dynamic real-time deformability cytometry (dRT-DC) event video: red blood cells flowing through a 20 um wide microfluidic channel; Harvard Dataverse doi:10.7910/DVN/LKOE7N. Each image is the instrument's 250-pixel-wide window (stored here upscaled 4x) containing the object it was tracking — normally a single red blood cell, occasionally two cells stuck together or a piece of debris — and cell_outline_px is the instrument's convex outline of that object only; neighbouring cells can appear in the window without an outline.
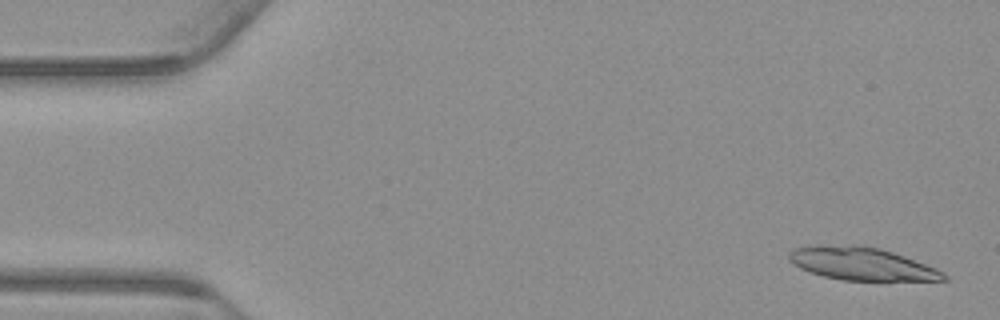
{"species": "common noctule bat (a hibernating species)", "species_latin": "Nyctalus noctula", "temperature_condition": "warm", "stored_images_in_passage": 55, "segment_of_instrument_passage": [1, 2], "camera_frame_rate_fps": 3000, "um_per_image_px": 0.085, "animal": {"sex": "male", "body_mass_g": 23.1, "forearm_length_mm": 52.7}, "frame": {"image": 1, "passage_image": 2, "time_ms": 0.333, "image_size_px": [1000, 320], "cell_outline_px": [[948, 280], [840, 280], [824, 276], [800, 268], [788, 260], [788, 252], [792, 248], [816, 244], [852, 244], [880, 248], [904, 256], [936, 268], [944, 272], [948, 276]], "centroid_in_image_um": [73.19, 22.39], "position_along_channel_um": 11.8, "area_um2": 29.77}}